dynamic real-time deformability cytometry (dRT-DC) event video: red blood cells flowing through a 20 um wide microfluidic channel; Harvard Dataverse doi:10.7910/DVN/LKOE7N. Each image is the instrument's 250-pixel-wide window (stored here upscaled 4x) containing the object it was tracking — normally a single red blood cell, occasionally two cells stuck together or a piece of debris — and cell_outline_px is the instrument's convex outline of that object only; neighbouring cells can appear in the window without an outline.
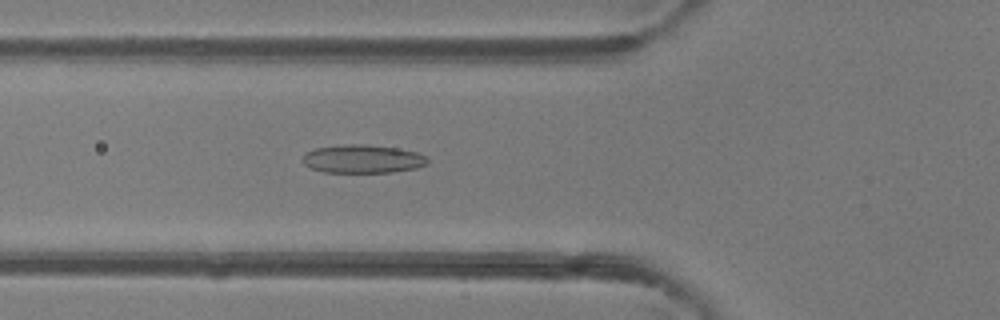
{"species": "common noctule bat (a hibernating species)", "species_latin": "Nyctalus noctula", "temperature_condition": "room temperature", "stored_images_in_passage": 50, "camera_frame_rate_fps": 3000, "um_per_image_px": 0.085, "animal": {"sex": "female"}, "frame": {"image": 1, "passage_image": 18, "time_ms": 5.667, "image_size_px": [1000, 320], "cell_outline_px": [[428, 164], [416, 168], [392, 172], [324, 172], [312, 168], [304, 164], [304, 152], [316, 148], [344, 144], [368, 144], [396, 148], [416, 152], [424, 156], [428, 160]], "centroid_in_image_um": [30.82, 13.5], "position_along_channel_um": 95.0, "area_um2": 20.52}}
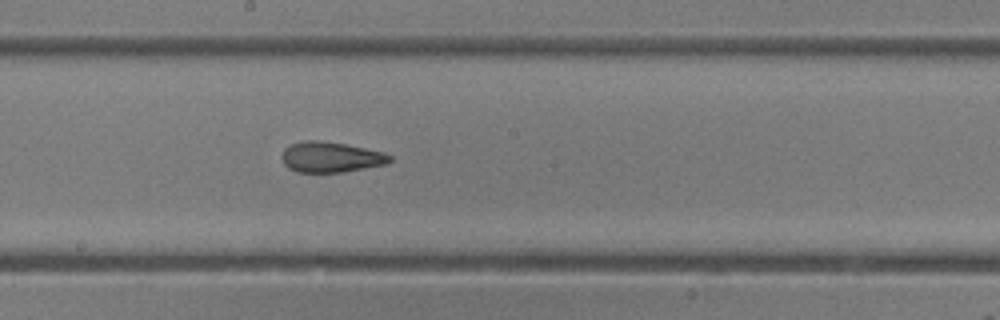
{"frame": {"image": 2, "passage_image": 27, "time_ms": 8.667, "image_size_px": [1000, 320], "cell_outline_px": [[392, 160], [388, 164], [340, 172], [296, 172], [288, 168], [284, 164], [284, 148], [292, 144], [304, 140], [320, 140], [344, 144], [384, 152], [392, 156]], "centroid_in_image_um": [28.15, 13.35], "position_along_channel_um": 220.1, "area_um2": 19.02}}
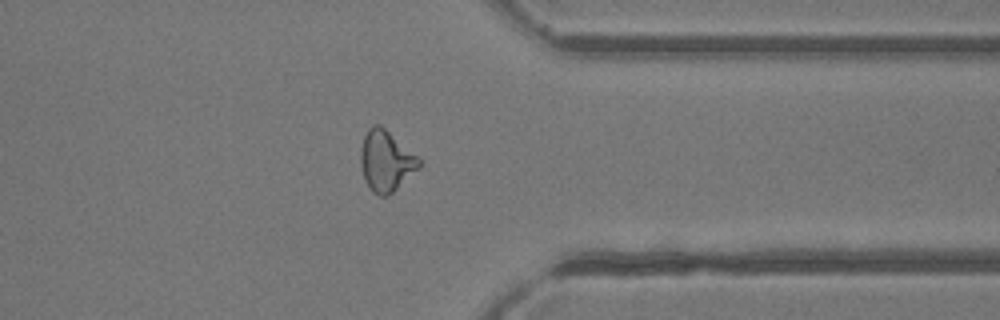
{"frame": {"image": 3, "passage_image": 39, "time_ms": 12.667, "image_size_px": [1000, 320], "cell_outline_px": [[420, 168], [388, 196], [380, 196], [372, 192], [364, 180], [360, 164], [360, 148], [364, 136], [368, 128], [372, 124], [380, 124], [416, 156], [420, 160]], "centroid_in_image_um": [32.77, 13.69], "position_along_channel_um": 378.6, "area_um2": 20.63}, "authors_computed_cell_mechanics": {"area_um2": 20.5768, "velocity_mm_per_s": 4.1379, "shape_relaxation_time_tau1_ms": null, "shape_relaxation_time_tau2_ms": 1.6246, "deformation_change_tau1": null, "deformation_change_tau2": 0.0932}}